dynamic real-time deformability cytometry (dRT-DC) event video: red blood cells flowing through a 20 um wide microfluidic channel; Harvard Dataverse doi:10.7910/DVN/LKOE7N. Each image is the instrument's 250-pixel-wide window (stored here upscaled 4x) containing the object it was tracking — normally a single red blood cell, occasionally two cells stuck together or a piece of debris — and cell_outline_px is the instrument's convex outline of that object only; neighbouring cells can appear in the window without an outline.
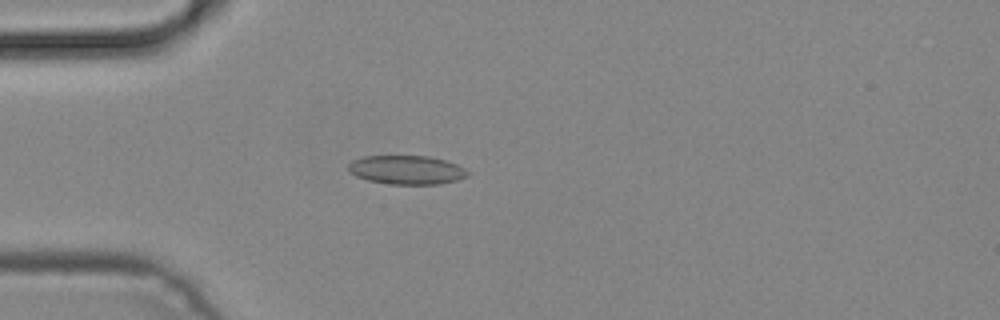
{"species": "common noctule bat (a hibernating species)", "species_latin": "Nyctalus noctula", "temperature_condition": "cold", "stored_images_in_passage": 47, "camera_frame_rate_fps": 3000, "um_per_image_px": 0.085, "animal": {"sex": "male", "body_mass_g": 19.2, "forearm_length_mm": 51.8}, "frame": {"image": 1, "passage_image": 12, "time_ms": 3.667, "image_size_px": [1000, 320], "cell_outline_px": [[472, 172], [468, 176], [456, 180], [440, 184], [388, 184], [368, 180], [356, 176], [348, 168], [348, 164], [352, 160], [364, 156], [428, 156], [444, 160], [456, 164]], "centroid_in_image_um": [34.59, 14.44], "position_along_channel_um": 50.4, "area_um2": 20.06}}
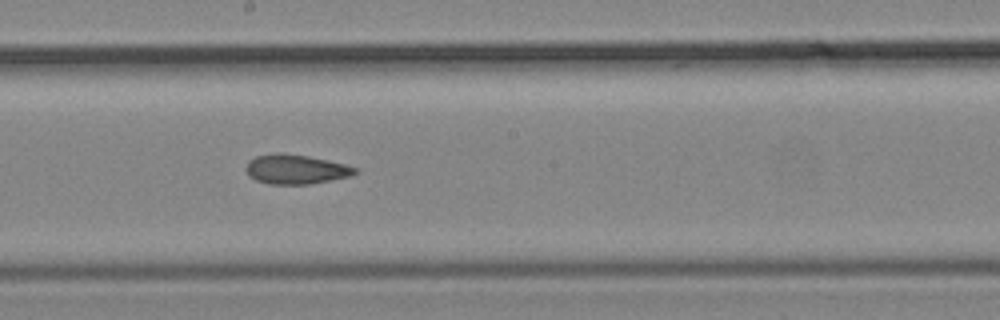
{"frame": {"image": 2, "passage_image": 25, "time_ms": 8.0, "image_size_px": [1000, 320], "cell_outline_px": [[360, 172], [352, 176], [308, 184], [268, 184], [256, 180], [248, 176], [244, 168], [248, 160], [256, 156], [276, 152], [280, 152], [308, 156], [328, 160], [360, 168]], "centroid_in_image_um": [25.14, 14.38], "position_along_channel_um": 223.1, "area_um2": 19.07}}
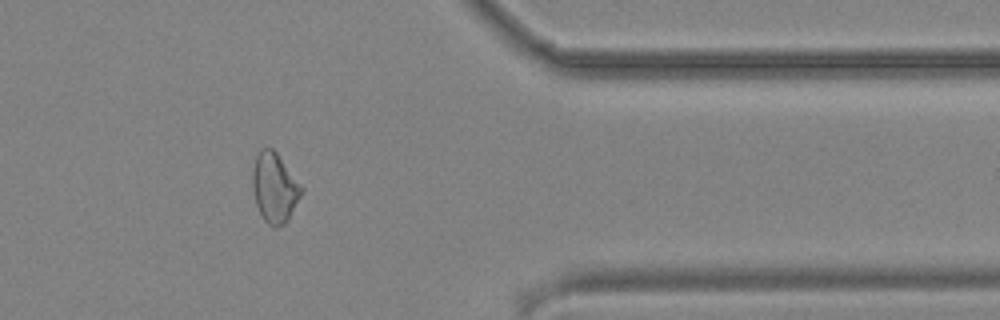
{"frame": {"image": 3, "passage_image": 38, "time_ms": 12.333, "image_size_px": [1000, 320], "cell_outline_px": [[304, 188], [288, 220], [284, 224], [276, 228], [268, 224], [264, 220], [256, 204], [252, 188], [252, 172], [256, 156], [260, 148], [272, 148], [276, 152]], "centroid_in_image_um": [23.33, 15.95], "position_along_channel_um": 388.1, "area_um2": 19.77}}